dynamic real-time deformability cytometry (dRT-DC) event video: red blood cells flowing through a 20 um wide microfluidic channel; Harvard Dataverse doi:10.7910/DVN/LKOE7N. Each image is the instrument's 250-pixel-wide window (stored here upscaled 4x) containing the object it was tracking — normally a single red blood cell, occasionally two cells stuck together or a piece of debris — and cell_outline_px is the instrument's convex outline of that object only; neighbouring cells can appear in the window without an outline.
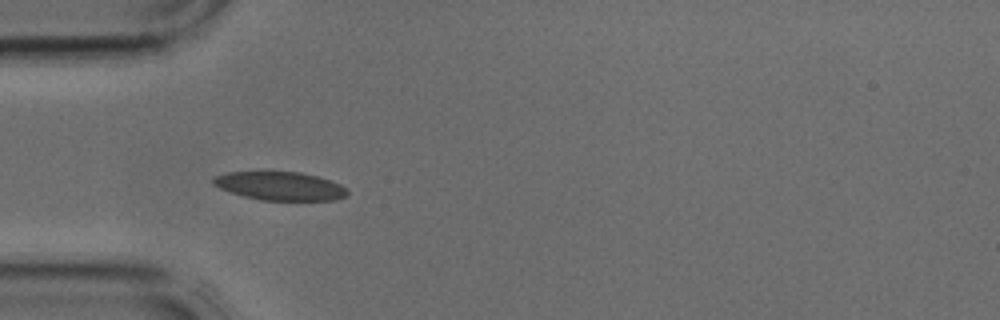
{"species": "common noctule bat (a hibernating species)", "species_latin": "Nyctalus noctula", "temperature_condition": "cold", "stored_images_in_passage": 5, "camera_frame_rate_fps": 3000, "um_per_image_px": 0.085, "animal": {"sex": "male", "body_mass_g": 17.9, "forearm_length_mm": 54.2}, "frame": {"image": 1, "passage_image": 3, "time_ms": 0.667, "image_size_px": [1000, 320], "cell_outline_px": [[348, 192], [344, 196], [336, 200], [260, 200], [244, 196], [220, 188], [212, 184], [212, 180], [216, 176], [228, 172], [300, 172], [316, 176], [340, 184]], "centroid_in_image_um": [23.78, 15.81], "position_along_channel_um": 61.2, "area_um2": 21.91}}